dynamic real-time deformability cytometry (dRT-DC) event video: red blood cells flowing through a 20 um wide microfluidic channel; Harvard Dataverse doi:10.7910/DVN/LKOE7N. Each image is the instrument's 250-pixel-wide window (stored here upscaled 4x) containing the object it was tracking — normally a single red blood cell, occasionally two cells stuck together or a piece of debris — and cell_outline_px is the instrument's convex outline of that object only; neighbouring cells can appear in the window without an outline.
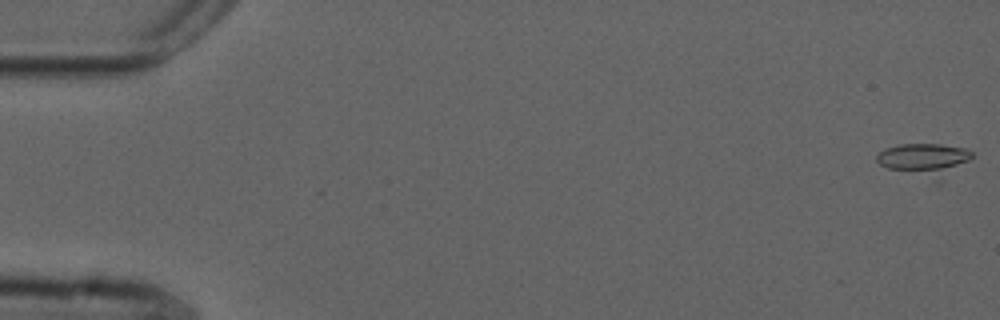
{"species": "common noctule bat (a hibernating species)", "species_latin": "Nyctalus noctula", "temperature_condition": "cold", "stored_images_in_passage": 8, "camera_frame_rate_fps": 3000, "um_per_image_px": 0.085, "animal": {"sex": "male", "forearm_length_mm": 52.5}, "frame": {"image": 1, "passage_image": 1, "time_ms": 0.0, "image_size_px": [1000, 320], "cell_outline_px": [[972, 156], [968, 160], [940, 180], [888, 168], [880, 164], [876, 160], [876, 156], [884, 148], [900, 144], [940, 144], [964, 148], [972, 152]], "centroid_in_image_um": [78.55, 13.52], "position_along_channel_um": 6.5, "area_um2": 17.34}}